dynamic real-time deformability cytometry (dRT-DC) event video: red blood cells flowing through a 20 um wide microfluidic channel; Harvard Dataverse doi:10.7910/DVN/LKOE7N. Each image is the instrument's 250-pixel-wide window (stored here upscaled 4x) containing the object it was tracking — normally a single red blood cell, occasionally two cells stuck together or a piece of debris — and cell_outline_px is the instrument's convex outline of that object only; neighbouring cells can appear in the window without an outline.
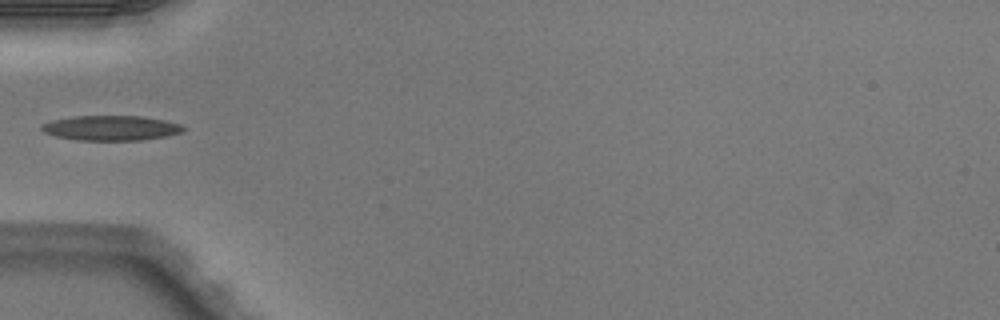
{"species": "Egyptian fruit bat (a non-hibernating species)", "species_latin": "Rousettus aegyptiacus", "temperature_condition": "warm", "stored_images_in_passage": 4, "camera_frame_rate_fps": 3000, "um_per_image_px": 0.085, "animal": {"sex": "male"}, "frame": {"image": 1, "passage_image": 4, "time_ms": 1.0, "image_size_px": [1000, 320], "cell_outline_px": [[184, 128], [180, 132], [168, 136], [140, 140], [76, 140], [56, 136], [44, 132], [40, 128], [40, 124], [52, 120], [72, 116], [140, 116], [164, 120], [180, 124]], "centroid_in_image_um": [9.39, 10.88], "position_along_channel_um": 75.6, "area_um2": 20.52}}